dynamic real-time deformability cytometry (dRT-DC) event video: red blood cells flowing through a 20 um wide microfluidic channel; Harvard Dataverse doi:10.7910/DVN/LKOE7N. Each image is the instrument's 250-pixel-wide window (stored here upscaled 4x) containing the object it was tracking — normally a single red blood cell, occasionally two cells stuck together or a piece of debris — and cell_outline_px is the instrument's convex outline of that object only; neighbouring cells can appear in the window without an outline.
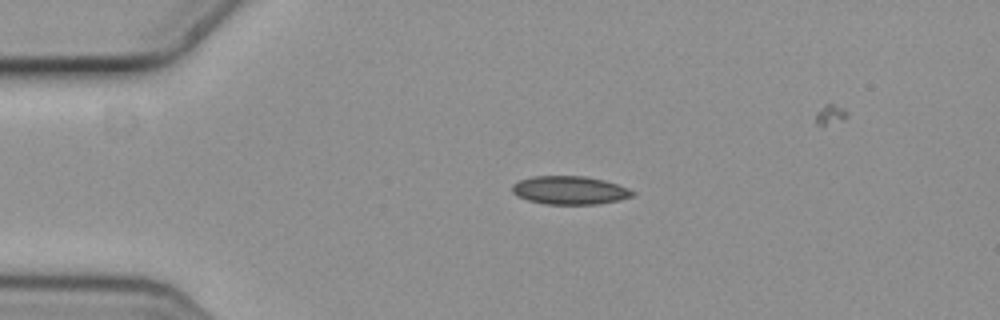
{"species": "common noctule bat (a hibernating species)", "species_latin": "Nyctalus noctula", "temperature_condition": "cold", "stored_images_in_passage": 2, "camera_frame_rate_fps": 3000, "um_per_image_px": 0.085, "animal": {"sex": "female", "body_mass_g": 19.3, "forearm_length_mm": 54.1}, "frame": {"image": 1, "passage_image": 1, "time_ms": 0.0, "image_size_px": [1000, 320], "cell_outline_px": [[636, 192], [632, 196], [620, 200], [596, 204], [544, 204], [528, 200], [516, 196], [512, 192], [512, 184], [520, 180], [532, 176], [584, 176], [604, 180], [628, 188]], "centroid_in_image_um": [48.41, 16.17], "position_along_channel_um": 36.6, "area_um2": 19.88}}